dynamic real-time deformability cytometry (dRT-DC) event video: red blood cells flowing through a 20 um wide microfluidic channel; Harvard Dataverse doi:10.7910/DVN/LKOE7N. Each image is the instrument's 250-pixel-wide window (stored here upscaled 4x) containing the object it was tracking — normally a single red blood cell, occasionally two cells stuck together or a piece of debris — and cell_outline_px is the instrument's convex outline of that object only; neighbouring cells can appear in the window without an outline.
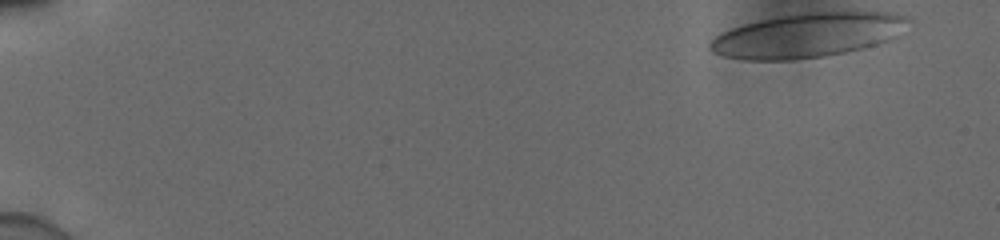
{"species": "human", "species_latin": "Homo sapiens", "temperature_condition": "cold", "stored_images_in_passage": 53, "camera_frame_rate_fps": 3000, "um_per_image_px": 0.085, "donor": {"sex": "male"}, "frame": {"image": 1, "passage_image": 1, "time_ms": 0.0, "image_size_px": [1000, 240], "cell_outline_px": [[908, 20], [896, 36], [888, 40], [876, 44], [844, 52], [824, 56], [792, 60], [744, 60], [724, 56], [712, 52], [708, 44], [716, 36], [732, 28], [744, 24], [804, 12], [888, 12], [904, 16]], "centroid_in_image_um": [68.61, 3.0], "position_along_channel_um": 16.4, "area_um2": 50.34}}
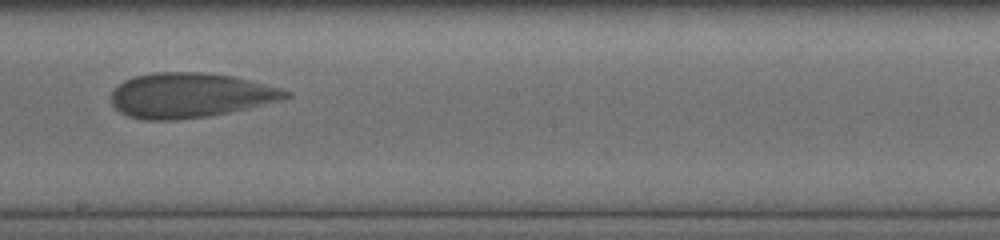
{"frame": {"image": 2, "passage_image": 31, "time_ms": 10.0, "image_size_px": [1000, 240], "cell_outline_px": [[292, 96], [284, 100], [248, 108], [208, 116], [176, 120], [144, 120], [128, 116], [120, 112], [112, 104], [108, 96], [124, 80], [132, 76], [152, 72], [204, 72], [232, 76], [280, 88], [292, 92]], "centroid_in_image_um": [16.14, 8.1], "position_along_channel_um": 232.1, "area_um2": 45.84}}
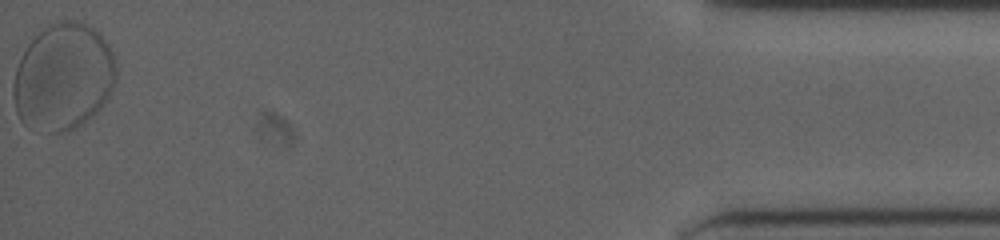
{"frame": {"image": 3, "passage_image": 53, "time_ms": 17.333, "image_size_px": [1000, 240], "cell_outline_px": [[116, 76], [112, 88], [104, 104], [96, 112], [80, 124], [68, 132], [52, 132], [24, 124], [20, 120], [16, 112], [12, 92], [12, 84], [16, 68], [20, 56], [28, 44], [48, 24], [60, 20], [76, 20], [100, 32], [116, 56]], "centroid_in_image_um": [5.38, 6.51], "position_along_channel_um": 429.8, "area_um2": 64.27}}